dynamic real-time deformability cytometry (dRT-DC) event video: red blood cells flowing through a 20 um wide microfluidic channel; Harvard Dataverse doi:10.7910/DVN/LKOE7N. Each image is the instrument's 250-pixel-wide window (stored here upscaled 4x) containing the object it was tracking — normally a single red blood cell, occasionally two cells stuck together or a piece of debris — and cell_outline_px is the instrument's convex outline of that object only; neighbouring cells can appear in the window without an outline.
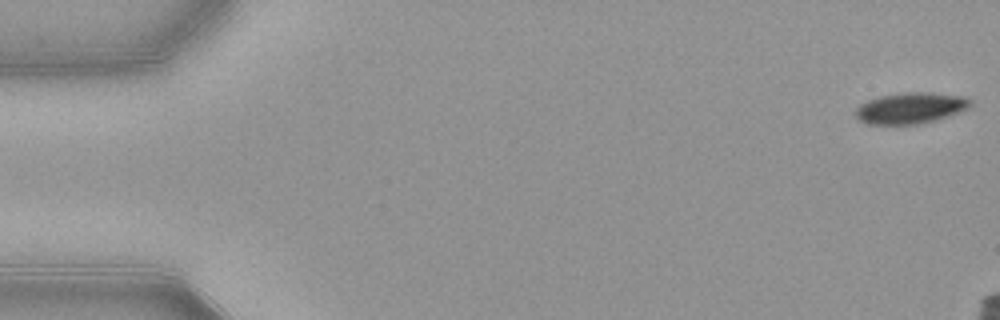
{"species": "common noctule bat (a hibernating species)", "species_latin": "Nyctalus noctula", "temperature_condition": "warm", "stored_images_in_passage": 10, "camera_frame_rate_fps": 3000, "um_per_image_px": 0.085, "animal": {"sex": "female", "body_mass_g": 21.9}, "frame": {"image": 1, "passage_image": 1, "time_ms": 0.0, "image_size_px": [1000, 320], "cell_outline_px": [[972, 104], [968, 108], [960, 112], [936, 120], [920, 124], [864, 124], [856, 120], [856, 108], [860, 104], [868, 100], [880, 96], [908, 92], [924, 92], [964, 96], [972, 100]], "centroid_in_image_um": [77.39, 9.19], "position_along_channel_um": 7.6, "area_um2": 20.92}}